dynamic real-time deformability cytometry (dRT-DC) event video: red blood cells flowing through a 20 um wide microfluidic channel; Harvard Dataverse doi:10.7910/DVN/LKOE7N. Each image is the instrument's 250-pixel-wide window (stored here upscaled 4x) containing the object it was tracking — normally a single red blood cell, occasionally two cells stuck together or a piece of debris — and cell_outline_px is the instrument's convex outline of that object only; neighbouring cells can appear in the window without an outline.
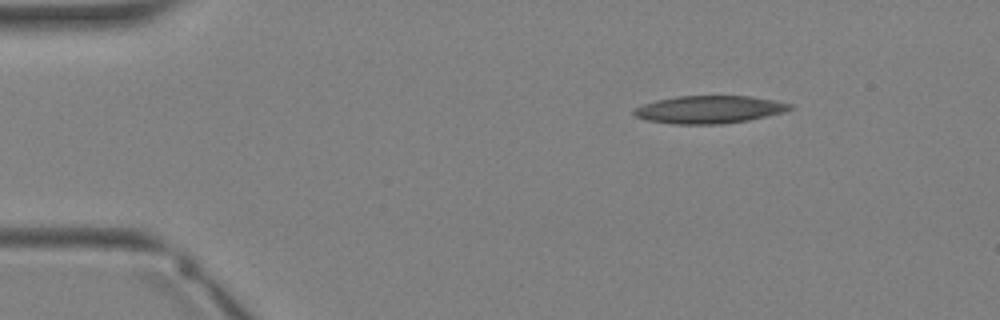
{"species": "Egyptian fruit bat (a non-hibernating species)", "species_latin": "Rousettus aegyptiacus", "temperature_condition": "warm", "stored_images_in_passage": 2, "camera_frame_rate_fps": 3000, "um_per_image_px": 0.085, "animal": {"sex": "female"}, "frame": {"image": 1, "passage_image": 1, "time_ms": 0.0, "image_size_px": [1000, 320], "cell_outline_px": [[792, 108], [784, 112], [748, 120], [724, 124], [672, 124], [648, 120], [636, 116], [632, 112], [632, 108], [656, 100], [676, 96], [752, 96], [776, 100], [792, 104]], "centroid_in_image_um": [60.29, 9.3], "position_along_channel_um": 24.7, "area_um2": 25.26}}